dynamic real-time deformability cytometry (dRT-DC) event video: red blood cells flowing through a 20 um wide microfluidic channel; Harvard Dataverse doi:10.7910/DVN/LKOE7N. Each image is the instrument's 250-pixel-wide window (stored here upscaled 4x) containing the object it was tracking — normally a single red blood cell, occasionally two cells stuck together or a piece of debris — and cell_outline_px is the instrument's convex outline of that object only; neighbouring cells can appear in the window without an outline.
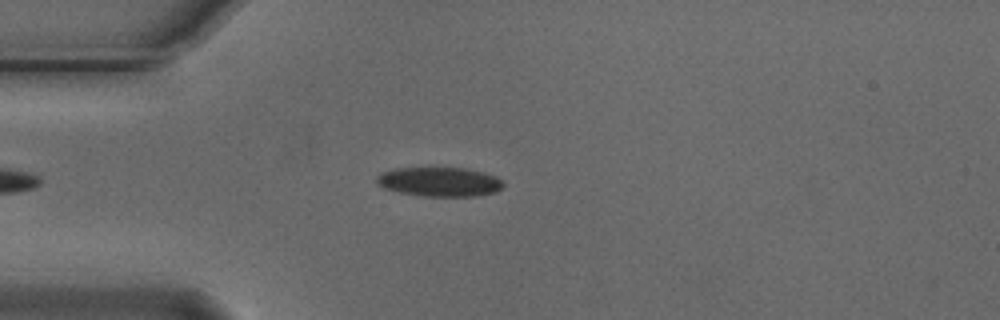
{"species": "Egyptian fruit bat (a non-hibernating species)", "species_latin": "Rousettus aegyptiacus", "temperature_condition": "cold", "stored_images_in_passage": 43, "camera_frame_rate_fps": 3000, "um_per_image_px": 0.085, "animal": {"sex": "male"}, "frame": {"image": 1, "passage_image": 9, "time_ms": 2.667, "image_size_px": [1000, 320], "cell_outline_px": [[504, 184], [496, 192], [476, 196], [424, 196], [400, 192], [384, 188], [376, 184], [376, 176], [380, 172], [396, 168], [428, 164], [464, 168], [484, 172], [496, 176]], "centroid_in_image_um": [37.29, 15.39], "position_along_channel_um": 47.7, "area_um2": 22.6}}
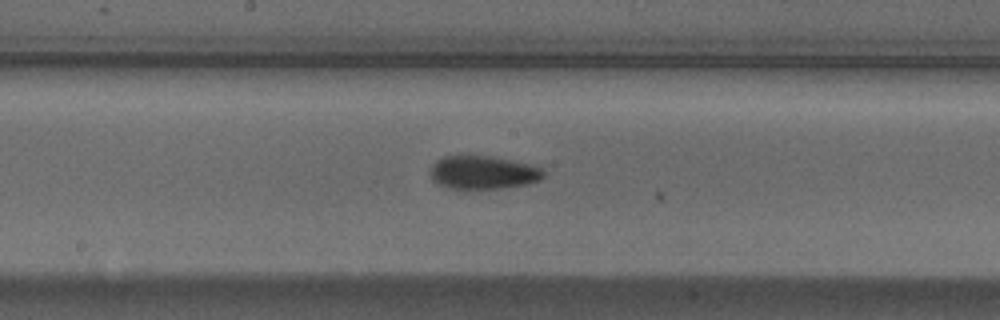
{"frame": {"image": 2, "passage_image": 23, "time_ms": 7.333, "image_size_px": [1000, 320], "cell_outline_px": [[544, 176], [540, 180], [528, 184], [504, 188], [464, 192], [448, 188], [436, 184], [432, 180], [432, 164], [436, 160], [444, 156], [492, 156], [532, 164], [540, 168], [544, 172]], "centroid_in_image_um": [41.05, 14.71], "position_along_channel_um": 207.2, "area_um2": 22.77}}
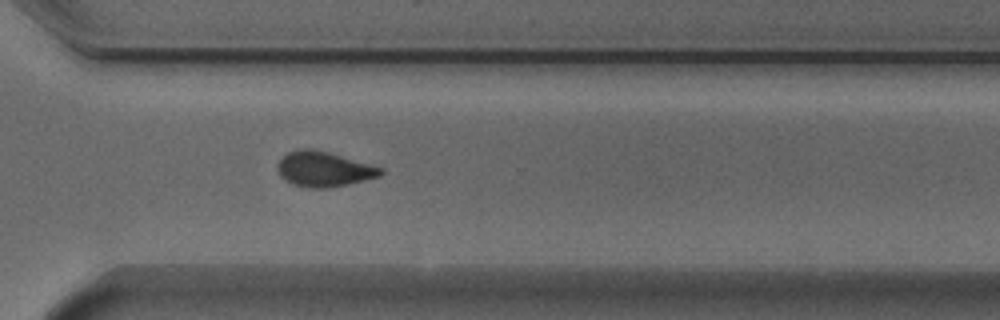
{"frame": {"image": 3, "passage_image": 34, "time_ms": 11.0, "image_size_px": [1000, 320], "cell_outline_px": [[384, 172], [380, 176], [348, 184], [328, 188], [308, 188], [292, 184], [280, 176], [276, 168], [276, 164], [288, 152], [300, 148], [312, 148], [328, 152], [384, 168]], "centroid_in_image_um": [27.51, 14.37], "position_along_channel_um": 343.1, "area_um2": 21.15}, "authors_computed_cell_mechanics": {"area_um2": 21.5594, "velocity_mm_per_s": 3.714, "shape_relaxation_time_tau1_ms": 4.9798, "shape_relaxation_time_tau2_ms": 4.7863, "deformation_change_tau1": 0.1244, "deformation_change_tau2": 0.0937}}